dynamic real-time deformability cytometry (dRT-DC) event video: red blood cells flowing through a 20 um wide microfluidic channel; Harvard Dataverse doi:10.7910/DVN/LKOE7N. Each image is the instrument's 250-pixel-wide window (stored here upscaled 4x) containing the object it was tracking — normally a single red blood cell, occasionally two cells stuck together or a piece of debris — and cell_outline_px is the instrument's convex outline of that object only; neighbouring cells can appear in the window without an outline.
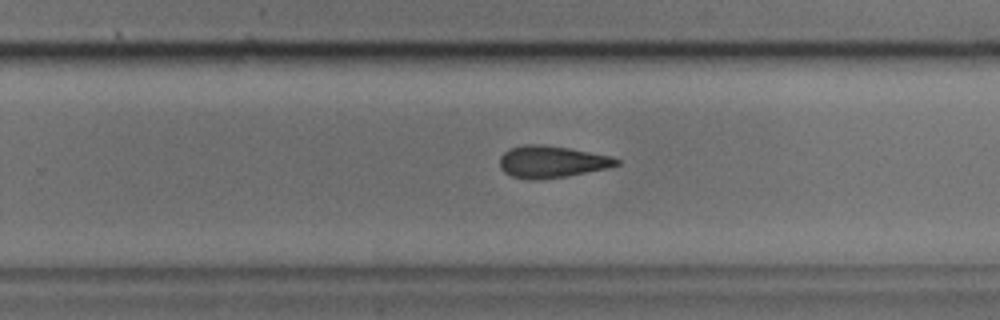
{"species": "common noctule bat (a hibernating species)", "species_latin": "Nyctalus noctula", "temperature_condition": "cold", "stored_images_in_passage": 35, "camera_frame_rate_fps": 3000, "um_per_image_px": 0.085, "animal": {"sex": "male", "body_mass_g": 17.9, "forearm_length_mm": 54.2}, "frame": {"image": 1, "passage_image": 25, "time_ms": 8.0, "image_size_px": [1000, 320], "cell_outline_px": [[620, 164], [608, 168], [568, 176], [536, 180], [528, 180], [512, 176], [504, 172], [500, 168], [500, 156], [508, 148], [524, 144], [544, 144], [568, 148], [612, 156], [620, 160]], "centroid_in_image_um": [46.88, 13.75], "position_along_channel_um": 282.9, "area_um2": 21.96}}